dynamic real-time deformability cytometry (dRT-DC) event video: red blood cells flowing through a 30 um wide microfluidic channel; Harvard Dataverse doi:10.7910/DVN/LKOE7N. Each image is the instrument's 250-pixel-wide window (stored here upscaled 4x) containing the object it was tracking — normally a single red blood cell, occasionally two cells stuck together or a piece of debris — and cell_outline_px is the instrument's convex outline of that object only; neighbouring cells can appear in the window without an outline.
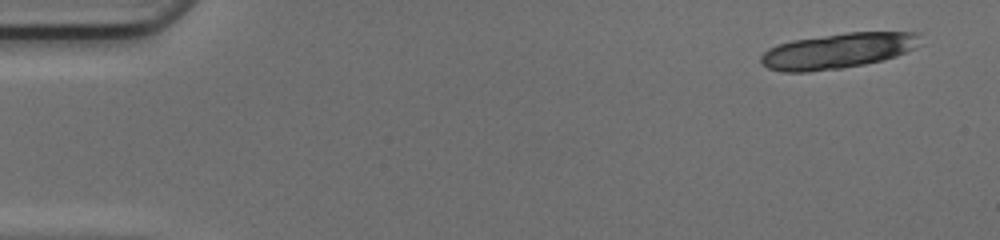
{"species": "common noctule bat (a hibernating species)", "species_latin": "Nyctalus noctula", "temperature_condition": "cold", "stored_images_in_passage": 16, "camera_frame_rate_fps": 3000, "um_per_image_px": 0.085, "animal": {"sex": "female", "body_mass_g": 17.0, "forearm_length_mm": 48.0}, "frame": {"image": 1, "passage_image": 1, "time_ms": 0.0, "image_size_px": [1000, 240], "cell_outline_px": [[920, 32], [916, 48], [896, 56], [884, 60], [864, 64], [840, 68], [808, 72], [780, 72], [768, 68], [760, 64], [760, 56], [768, 48], [776, 44], [792, 40], [848, 32]], "centroid_in_image_um": [71.17, 4.32], "position_along_channel_um": 13.8, "area_um2": 33.0}}